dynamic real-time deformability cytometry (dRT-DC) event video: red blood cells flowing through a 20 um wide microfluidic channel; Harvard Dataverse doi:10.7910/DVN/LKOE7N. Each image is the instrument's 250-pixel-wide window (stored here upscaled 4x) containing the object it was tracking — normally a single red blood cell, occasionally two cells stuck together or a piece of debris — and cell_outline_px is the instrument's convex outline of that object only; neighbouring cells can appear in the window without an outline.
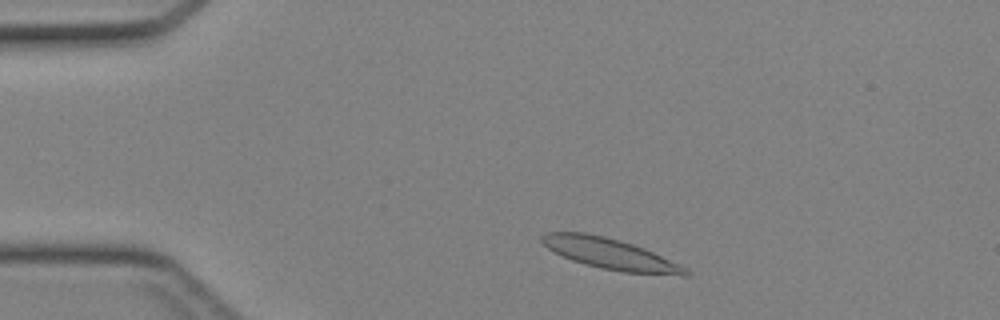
{"species": "Egyptian fruit bat (a non-hibernating species)", "species_latin": "Rousettus aegyptiacus", "temperature_condition": "cold", "stored_images_in_passage": 40, "camera_frame_rate_fps": 3000, "um_per_image_px": 0.085, "animal": {"sex": "female"}, "frame": {"image": 1, "passage_image": 4, "time_ms": 1.0, "image_size_px": [1000, 320], "cell_outline_px": [[692, 276], [684, 276], [624, 272], [600, 268], [584, 264], [572, 260], [548, 248], [540, 240], [540, 236], [548, 232], [584, 232], [604, 236], [632, 244], [644, 248], [688, 268], [692, 272]], "centroid_in_image_um": [51.93, 21.59], "position_along_channel_um": 33.1, "area_um2": 25.78}}
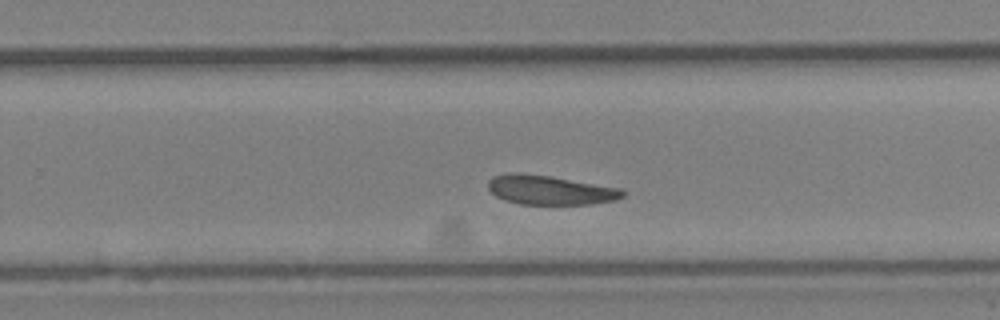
{"frame": {"image": 2, "passage_image": 24, "time_ms": 7.667, "image_size_px": [1000, 320], "cell_outline_px": [[624, 196], [616, 200], [592, 204], [520, 204], [504, 200], [496, 196], [488, 188], [488, 180], [492, 176], [512, 172], [548, 176], [620, 188], [624, 192]], "centroid_in_image_um": [46.72, 16.16], "position_along_channel_um": 283.1, "area_um2": 22.77}}
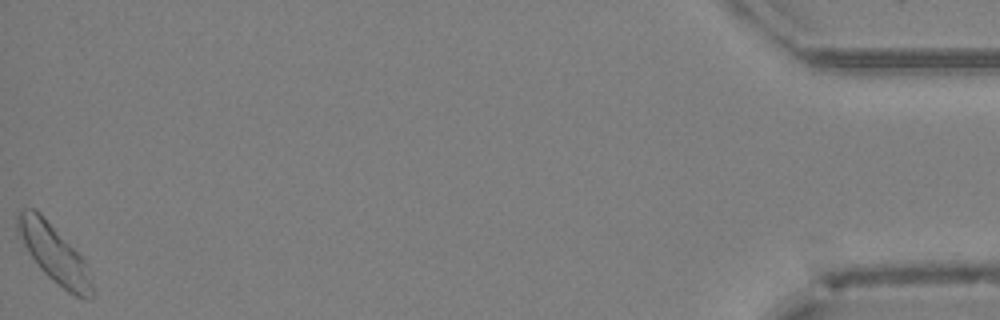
{"frame": {"image": 3, "passage_image": 40, "time_ms": 13.0, "image_size_px": [1000, 320], "cell_outline_px": [[92, 300], [84, 300], [68, 292], [52, 280], [40, 268], [28, 252], [16, 232], [16, 212], [20, 208], [36, 208], [84, 260], [92, 284]], "centroid_in_image_um": [4.54, 21.53], "position_along_channel_um": 430.7, "area_um2": 24.91}}